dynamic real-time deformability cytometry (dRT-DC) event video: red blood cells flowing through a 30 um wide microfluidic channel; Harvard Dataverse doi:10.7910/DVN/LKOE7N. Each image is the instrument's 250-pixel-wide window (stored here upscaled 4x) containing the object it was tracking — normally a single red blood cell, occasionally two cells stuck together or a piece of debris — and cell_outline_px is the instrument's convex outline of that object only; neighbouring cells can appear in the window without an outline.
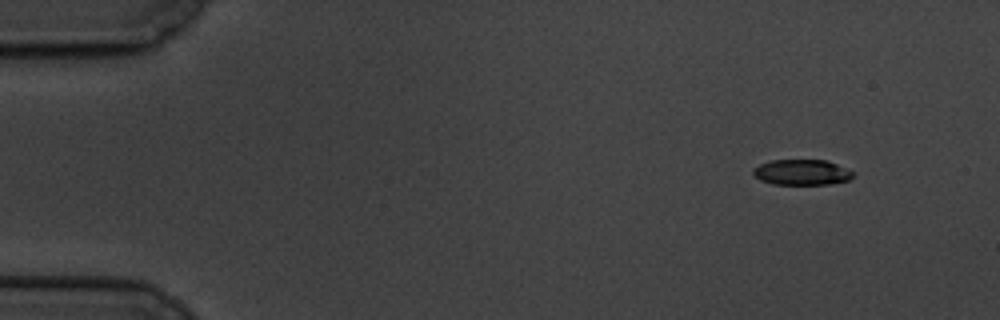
{"species": "common noctule bat (a hibernating species)", "species_latin": "Nyctalus noctula", "temperature_condition": "cold", "stored_images_in_passage": 5, "camera_frame_rate_fps": 3000, "um_per_image_px": 0.085, "animal": {"sex": "male", "body_mass_g": 19.5, "forearm_length_mm": 54.6}, "frame": {"image": 1, "passage_image": 1, "time_ms": 0.0, "image_size_px": [1000, 320], "cell_outline_px": [[856, 172], [848, 180], [828, 184], [772, 184], [760, 180], [752, 172], [760, 164], [772, 160], [824, 160], [836, 164]], "centroid_in_image_um": [68.17, 14.64], "position_along_channel_um": 16.8, "area_um2": 14.68}}
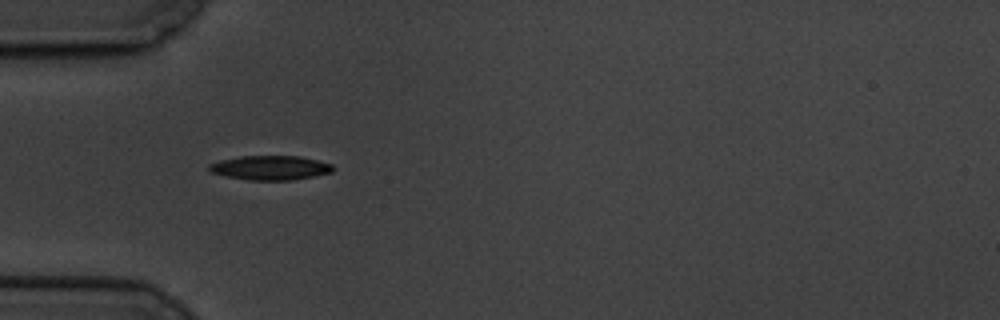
{"frame": {"image": 2, "passage_image": 4, "time_ms": 4.333, "image_size_px": [1000, 320], "cell_outline_px": [[336, 168], [332, 172], [292, 180], [252, 180], [228, 176], [212, 172], [208, 168], [208, 164], [220, 160], [240, 156], [300, 156], [332, 164]], "centroid_in_image_um": [23.0, 14.25], "position_along_channel_um": 62.0, "area_um2": 17.4}}
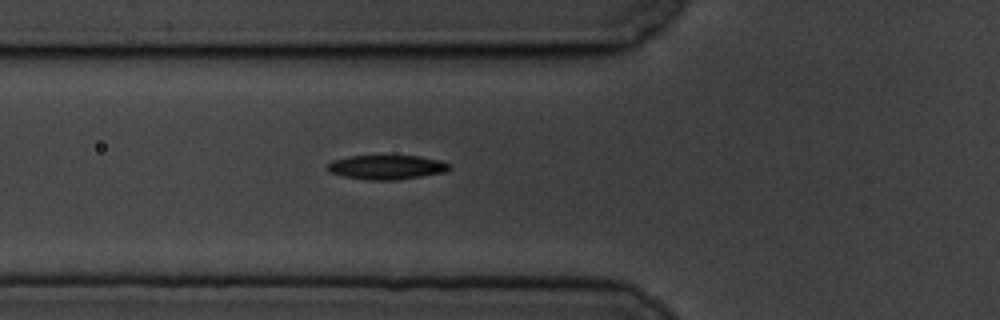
{"frame": {"image": 3, "passage_image": 5, "time_ms": 5.333, "image_size_px": [1000, 320], "cell_outline_px": [[452, 168], [444, 172], [396, 180], [368, 180], [344, 176], [328, 172], [324, 168], [332, 160], [348, 156], [420, 156], [440, 160], [452, 164]], "centroid_in_image_um": [32.85, 14.21], "position_along_channel_um": 93.0, "area_um2": 17.4}}